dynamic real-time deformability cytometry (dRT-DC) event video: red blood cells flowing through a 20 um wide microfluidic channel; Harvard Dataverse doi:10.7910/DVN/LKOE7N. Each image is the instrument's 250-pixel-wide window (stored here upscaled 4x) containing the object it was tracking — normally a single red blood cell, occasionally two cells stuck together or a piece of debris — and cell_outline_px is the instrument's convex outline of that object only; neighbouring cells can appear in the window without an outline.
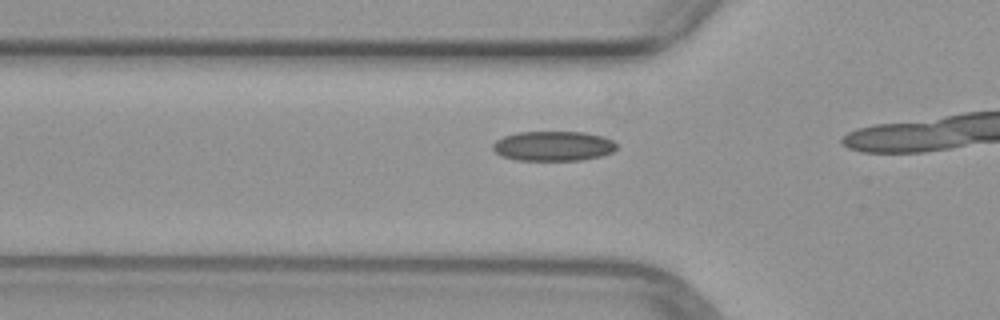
{"species": "common noctule bat (a hibernating species)", "species_latin": "Nyctalus noctula", "temperature_condition": "warm", "stored_images_in_passage": 16, "camera_frame_rate_fps": 3000, "um_per_image_px": 0.085, "animal": {"sex": "female", "body_mass_g": 29.2, "forearm_length_mm": 56.3}, "frame": {"image": 1, "passage_image": 12, "time_ms": 3.667, "image_size_px": [1000, 320], "cell_outline_px": [[616, 148], [612, 152], [600, 156], [580, 160], [516, 160], [500, 156], [492, 148], [492, 144], [496, 140], [504, 136], [516, 132], [584, 132], [604, 136], [612, 140], [616, 144]], "centroid_in_image_um": [47.0, 12.41], "position_along_channel_um": 78.8, "area_um2": 21.56}}
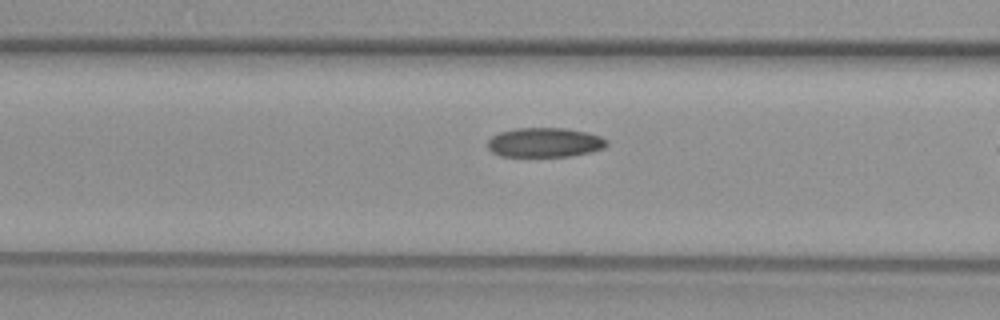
{"frame": {"image": 2, "passage_image": 15, "time_ms": 4.667, "image_size_px": [1000, 320], "cell_outline_px": [[608, 144], [604, 148], [592, 152], [568, 156], [500, 156], [492, 152], [488, 148], [488, 140], [492, 136], [500, 132], [516, 128], [564, 128], [584, 132], [600, 136], [608, 140]], "centroid_in_image_um": [46.3, 12.11], "position_along_channel_um": 120.3, "area_um2": 20.4}}